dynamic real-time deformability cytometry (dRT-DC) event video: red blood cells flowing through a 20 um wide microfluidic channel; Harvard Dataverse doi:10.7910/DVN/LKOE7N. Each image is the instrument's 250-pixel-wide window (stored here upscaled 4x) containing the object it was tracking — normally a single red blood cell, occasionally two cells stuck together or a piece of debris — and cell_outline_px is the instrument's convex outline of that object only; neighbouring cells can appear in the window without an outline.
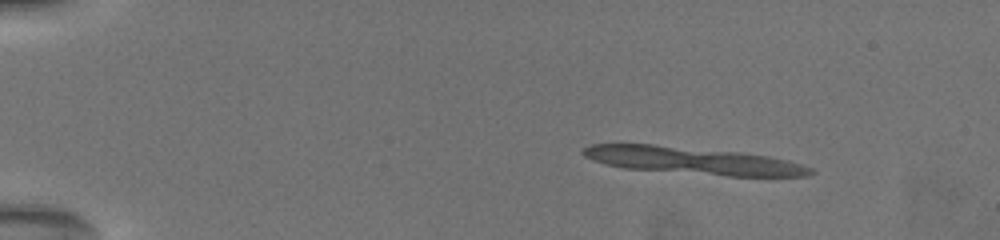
{"species": "common noctule bat (a hibernating species)", "species_latin": "Nyctalus noctula", "temperature_condition": "warm", "stored_images_in_passage": 15, "camera_frame_rate_fps": 3000, "um_per_image_px": 0.085, "animal": {"sex": "female", "body_mass_g": 19.5, "forearm_length_mm": 54.1}, "frame": {"image": 1, "passage_image": 1, "time_ms": 0.0, "image_size_px": [1000, 240], "cell_outline_px": [[816, 172], [808, 176], [728, 176], [624, 168], [608, 164], [584, 156], [580, 152], [584, 148], [592, 144], [652, 144], [744, 152], [768, 156], [800, 164], [812, 168]], "centroid_in_image_um": [58.94, 13.65], "position_along_channel_um": 26.1, "area_um2": 35.84}}